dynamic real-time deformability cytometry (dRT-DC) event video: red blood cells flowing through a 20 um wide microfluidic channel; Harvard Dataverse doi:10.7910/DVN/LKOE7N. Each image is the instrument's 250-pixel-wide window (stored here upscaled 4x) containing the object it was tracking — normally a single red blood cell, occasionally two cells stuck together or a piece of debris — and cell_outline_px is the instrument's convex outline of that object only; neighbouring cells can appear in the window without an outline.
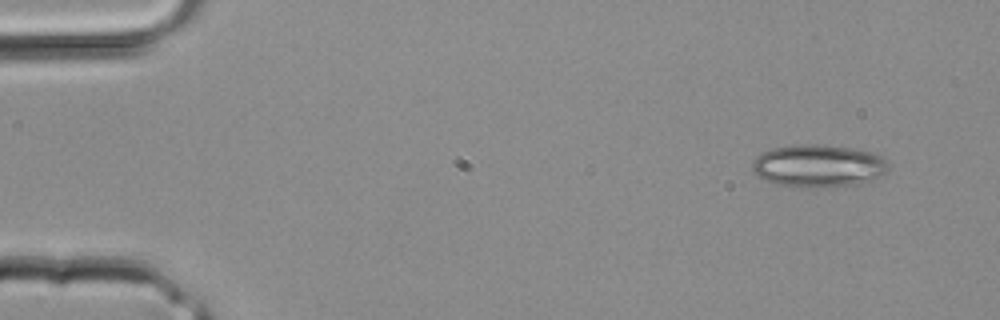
{"species": "common noctule bat (a hibernating species)", "species_latin": "Nyctalus noctula", "temperature_condition": "room temperature", "stored_images_in_passage": 3, "camera_frame_rate_fps": 3000, "um_per_image_px": 0.085, "animal": {"sex": "male", "body_mass_g": 20.4}, "frame": {"image": 1, "passage_image": 1, "time_ms": 0.0, "image_size_px": [1000, 320], "cell_outline_px": [[888, 168], [884, 172], [872, 180], [848, 184], [808, 188], [776, 184], [764, 180], [756, 176], [752, 172], [752, 164], [756, 156], [772, 148], [796, 144], [824, 144], [872, 152], [880, 156], [888, 164]], "centroid_in_image_um": [69.48, 14.08], "position_along_channel_um": 15.5, "area_um2": 33.47}}